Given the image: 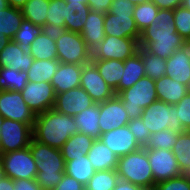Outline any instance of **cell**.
Wrapping results in <instances>:
<instances>
[{"mask_svg": "<svg viewBox=\"0 0 190 190\" xmlns=\"http://www.w3.org/2000/svg\"><path fill=\"white\" fill-rule=\"evenodd\" d=\"M185 42L176 32L174 10L159 9L150 26L141 32L139 47L162 59H167L176 49L185 46Z\"/></svg>", "mask_w": 190, "mask_h": 190, "instance_id": "cell-1", "label": "cell"}, {"mask_svg": "<svg viewBox=\"0 0 190 190\" xmlns=\"http://www.w3.org/2000/svg\"><path fill=\"white\" fill-rule=\"evenodd\" d=\"M75 133H78V128L73 116L53 108L36 115L33 138L40 143L60 149Z\"/></svg>", "mask_w": 190, "mask_h": 190, "instance_id": "cell-2", "label": "cell"}, {"mask_svg": "<svg viewBox=\"0 0 190 190\" xmlns=\"http://www.w3.org/2000/svg\"><path fill=\"white\" fill-rule=\"evenodd\" d=\"M29 148L38 171L35 180L42 190L55 189L65 173V160L60 149L40 143L34 138Z\"/></svg>", "mask_w": 190, "mask_h": 190, "instance_id": "cell-3", "label": "cell"}, {"mask_svg": "<svg viewBox=\"0 0 190 190\" xmlns=\"http://www.w3.org/2000/svg\"><path fill=\"white\" fill-rule=\"evenodd\" d=\"M116 170L120 180L153 190L154 178L145 148L119 157Z\"/></svg>", "mask_w": 190, "mask_h": 190, "instance_id": "cell-4", "label": "cell"}, {"mask_svg": "<svg viewBox=\"0 0 190 190\" xmlns=\"http://www.w3.org/2000/svg\"><path fill=\"white\" fill-rule=\"evenodd\" d=\"M117 95L128 113L129 120L141 117L143 109L158 100L155 81L147 76L142 77L130 88Z\"/></svg>", "mask_w": 190, "mask_h": 190, "instance_id": "cell-5", "label": "cell"}, {"mask_svg": "<svg viewBox=\"0 0 190 190\" xmlns=\"http://www.w3.org/2000/svg\"><path fill=\"white\" fill-rule=\"evenodd\" d=\"M176 110L175 104L170 105L156 100L150 106L143 109L141 118L151 135L166 129L177 133H184L186 130L176 117Z\"/></svg>", "mask_w": 190, "mask_h": 190, "instance_id": "cell-6", "label": "cell"}, {"mask_svg": "<svg viewBox=\"0 0 190 190\" xmlns=\"http://www.w3.org/2000/svg\"><path fill=\"white\" fill-rule=\"evenodd\" d=\"M57 59L61 63L86 65L92 61V52L80 33L65 31L56 41Z\"/></svg>", "mask_w": 190, "mask_h": 190, "instance_id": "cell-7", "label": "cell"}, {"mask_svg": "<svg viewBox=\"0 0 190 190\" xmlns=\"http://www.w3.org/2000/svg\"><path fill=\"white\" fill-rule=\"evenodd\" d=\"M0 159L6 177L12 180L36 178L38 171L29 146L21 150L0 154Z\"/></svg>", "mask_w": 190, "mask_h": 190, "instance_id": "cell-8", "label": "cell"}, {"mask_svg": "<svg viewBox=\"0 0 190 190\" xmlns=\"http://www.w3.org/2000/svg\"><path fill=\"white\" fill-rule=\"evenodd\" d=\"M0 135V154L13 152L29 146L33 139V127L4 118Z\"/></svg>", "mask_w": 190, "mask_h": 190, "instance_id": "cell-9", "label": "cell"}, {"mask_svg": "<svg viewBox=\"0 0 190 190\" xmlns=\"http://www.w3.org/2000/svg\"><path fill=\"white\" fill-rule=\"evenodd\" d=\"M139 42L133 38L106 35L92 51V60L115 59L125 61L138 52Z\"/></svg>", "mask_w": 190, "mask_h": 190, "instance_id": "cell-10", "label": "cell"}, {"mask_svg": "<svg viewBox=\"0 0 190 190\" xmlns=\"http://www.w3.org/2000/svg\"><path fill=\"white\" fill-rule=\"evenodd\" d=\"M0 115L32 127L36 120L35 113L25 103L21 92L13 90H0Z\"/></svg>", "mask_w": 190, "mask_h": 190, "instance_id": "cell-11", "label": "cell"}, {"mask_svg": "<svg viewBox=\"0 0 190 190\" xmlns=\"http://www.w3.org/2000/svg\"><path fill=\"white\" fill-rule=\"evenodd\" d=\"M21 95L30 109L38 115L54 107L56 94L50 82H27Z\"/></svg>", "mask_w": 190, "mask_h": 190, "instance_id": "cell-12", "label": "cell"}, {"mask_svg": "<svg viewBox=\"0 0 190 190\" xmlns=\"http://www.w3.org/2000/svg\"><path fill=\"white\" fill-rule=\"evenodd\" d=\"M146 151L152 169L154 185L183 174L173 151L165 149H146Z\"/></svg>", "mask_w": 190, "mask_h": 190, "instance_id": "cell-13", "label": "cell"}, {"mask_svg": "<svg viewBox=\"0 0 190 190\" xmlns=\"http://www.w3.org/2000/svg\"><path fill=\"white\" fill-rule=\"evenodd\" d=\"M80 87L91 96L95 103L104 102L115 95L114 90L106 83L92 63L83 65Z\"/></svg>", "mask_w": 190, "mask_h": 190, "instance_id": "cell-14", "label": "cell"}, {"mask_svg": "<svg viewBox=\"0 0 190 190\" xmlns=\"http://www.w3.org/2000/svg\"><path fill=\"white\" fill-rule=\"evenodd\" d=\"M99 107L100 116L98 123L101 134L125 126L130 121L128 113L118 95H114L112 98L99 103Z\"/></svg>", "mask_w": 190, "mask_h": 190, "instance_id": "cell-15", "label": "cell"}, {"mask_svg": "<svg viewBox=\"0 0 190 190\" xmlns=\"http://www.w3.org/2000/svg\"><path fill=\"white\" fill-rule=\"evenodd\" d=\"M94 103L91 96L83 88L77 87L56 94L53 109L65 115L76 116Z\"/></svg>", "mask_w": 190, "mask_h": 190, "instance_id": "cell-16", "label": "cell"}, {"mask_svg": "<svg viewBox=\"0 0 190 190\" xmlns=\"http://www.w3.org/2000/svg\"><path fill=\"white\" fill-rule=\"evenodd\" d=\"M100 140L118 157L135 152L142 148L129 130L128 126H122L101 134Z\"/></svg>", "mask_w": 190, "mask_h": 190, "instance_id": "cell-17", "label": "cell"}, {"mask_svg": "<svg viewBox=\"0 0 190 190\" xmlns=\"http://www.w3.org/2000/svg\"><path fill=\"white\" fill-rule=\"evenodd\" d=\"M105 35L119 38H133L139 42V32L133 15H114L110 12L104 14Z\"/></svg>", "mask_w": 190, "mask_h": 190, "instance_id": "cell-18", "label": "cell"}, {"mask_svg": "<svg viewBox=\"0 0 190 190\" xmlns=\"http://www.w3.org/2000/svg\"><path fill=\"white\" fill-rule=\"evenodd\" d=\"M34 58L29 50L22 48L14 40H10L0 52V68L10 67L18 71H28Z\"/></svg>", "mask_w": 190, "mask_h": 190, "instance_id": "cell-19", "label": "cell"}, {"mask_svg": "<svg viewBox=\"0 0 190 190\" xmlns=\"http://www.w3.org/2000/svg\"><path fill=\"white\" fill-rule=\"evenodd\" d=\"M165 75L188 87L190 83V57L186 46L176 49L166 59Z\"/></svg>", "mask_w": 190, "mask_h": 190, "instance_id": "cell-20", "label": "cell"}, {"mask_svg": "<svg viewBox=\"0 0 190 190\" xmlns=\"http://www.w3.org/2000/svg\"><path fill=\"white\" fill-rule=\"evenodd\" d=\"M83 65L61 63L51 80L55 94L80 87Z\"/></svg>", "mask_w": 190, "mask_h": 190, "instance_id": "cell-21", "label": "cell"}, {"mask_svg": "<svg viewBox=\"0 0 190 190\" xmlns=\"http://www.w3.org/2000/svg\"><path fill=\"white\" fill-rule=\"evenodd\" d=\"M95 171L117 169L118 156L100 139H96L87 153Z\"/></svg>", "mask_w": 190, "mask_h": 190, "instance_id": "cell-22", "label": "cell"}, {"mask_svg": "<svg viewBox=\"0 0 190 190\" xmlns=\"http://www.w3.org/2000/svg\"><path fill=\"white\" fill-rule=\"evenodd\" d=\"M158 100L167 104H177L189 92L186 85L181 84L166 75L155 81Z\"/></svg>", "mask_w": 190, "mask_h": 190, "instance_id": "cell-23", "label": "cell"}, {"mask_svg": "<svg viewBox=\"0 0 190 190\" xmlns=\"http://www.w3.org/2000/svg\"><path fill=\"white\" fill-rule=\"evenodd\" d=\"M103 25L104 14L90 10L80 34L91 52L103 41L106 36Z\"/></svg>", "mask_w": 190, "mask_h": 190, "instance_id": "cell-24", "label": "cell"}, {"mask_svg": "<svg viewBox=\"0 0 190 190\" xmlns=\"http://www.w3.org/2000/svg\"><path fill=\"white\" fill-rule=\"evenodd\" d=\"M100 107L99 103H94L87 109H84L76 116H73L78 128V133L89 135L90 137L100 139L101 131L99 127Z\"/></svg>", "mask_w": 190, "mask_h": 190, "instance_id": "cell-25", "label": "cell"}, {"mask_svg": "<svg viewBox=\"0 0 190 190\" xmlns=\"http://www.w3.org/2000/svg\"><path fill=\"white\" fill-rule=\"evenodd\" d=\"M91 63L97 68L99 74L106 83L114 90L115 95H117L118 85L124 72V61L107 59L92 60Z\"/></svg>", "mask_w": 190, "mask_h": 190, "instance_id": "cell-26", "label": "cell"}, {"mask_svg": "<svg viewBox=\"0 0 190 190\" xmlns=\"http://www.w3.org/2000/svg\"><path fill=\"white\" fill-rule=\"evenodd\" d=\"M94 138L82 133L72 135L60 148L65 163L77 157L85 156L92 147Z\"/></svg>", "mask_w": 190, "mask_h": 190, "instance_id": "cell-27", "label": "cell"}, {"mask_svg": "<svg viewBox=\"0 0 190 190\" xmlns=\"http://www.w3.org/2000/svg\"><path fill=\"white\" fill-rule=\"evenodd\" d=\"M91 8L87 3L65 2V28L81 33Z\"/></svg>", "mask_w": 190, "mask_h": 190, "instance_id": "cell-28", "label": "cell"}, {"mask_svg": "<svg viewBox=\"0 0 190 190\" xmlns=\"http://www.w3.org/2000/svg\"><path fill=\"white\" fill-rule=\"evenodd\" d=\"M146 76L144 63L139 52L124 61V72L118 85V93L130 88L139 79Z\"/></svg>", "mask_w": 190, "mask_h": 190, "instance_id": "cell-29", "label": "cell"}, {"mask_svg": "<svg viewBox=\"0 0 190 190\" xmlns=\"http://www.w3.org/2000/svg\"><path fill=\"white\" fill-rule=\"evenodd\" d=\"M65 173L86 186L89 180L94 176L95 170L86 154L85 156L67 161L65 163Z\"/></svg>", "mask_w": 190, "mask_h": 190, "instance_id": "cell-30", "label": "cell"}, {"mask_svg": "<svg viewBox=\"0 0 190 190\" xmlns=\"http://www.w3.org/2000/svg\"><path fill=\"white\" fill-rule=\"evenodd\" d=\"M58 59L37 60L34 59L27 71L29 82H51L52 77L59 67Z\"/></svg>", "mask_w": 190, "mask_h": 190, "instance_id": "cell-31", "label": "cell"}, {"mask_svg": "<svg viewBox=\"0 0 190 190\" xmlns=\"http://www.w3.org/2000/svg\"><path fill=\"white\" fill-rule=\"evenodd\" d=\"M23 20L24 17L19 8L9 5L7 8L0 10V33L13 40Z\"/></svg>", "mask_w": 190, "mask_h": 190, "instance_id": "cell-32", "label": "cell"}, {"mask_svg": "<svg viewBox=\"0 0 190 190\" xmlns=\"http://www.w3.org/2000/svg\"><path fill=\"white\" fill-rule=\"evenodd\" d=\"M28 50L31 56L37 60L57 59L55 40H52L43 32L36 37Z\"/></svg>", "mask_w": 190, "mask_h": 190, "instance_id": "cell-33", "label": "cell"}, {"mask_svg": "<svg viewBox=\"0 0 190 190\" xmlns=\"http://www.w3.org/2000/svg\"><path fill=\"white\" fill-rule=\"evenodd\" d=\"M28 82V73L10 67L0 68V90L21 92Z\"/></svg>", "mask_w": 190, "mask_h": 190, "instance_id": "cell-34", "label": "cell"}, {"mask_svg": "<svg viewBox=\"0 0 190 190\" xmlns=\"http://www.w3.org/2000/svg\"><path fill=\"white\" fill-rule=\"evenodd\" d=\"M50 0H28L21 8L25 20L34 25L45 26Z\"/></svg>", "mask_w": 190, "mask_h": 190, "instance_id": "cell-35", "label": "cell"}, {"mask_svg": "<svg viewBox=\"0 0 190 190\" xmlns=\"http://www.w3.org/2000/svg\"><path fill=\"white\" fill-rule=\"evenodd\" d=\"M144 63V70L147 77L156 81L166 73V59L147 52L143 47L138 48Z\"/></svg>", "mask_w": 190, "mask_h": 190, "instance_id": "cell-36", "label": "cell"}, {"mask_svg": "<svg viewBox=\"0 0 190 190\" xmlns=\"http://www.w3.org/2000/svg\"><path fill=\"white\" fill-rule=\"evenodd\" d=\"M183 174H190V132L179 133L177 142L172 148Z\"/></svg>", "mask_w": 190, "mask_h": 190, "instance_id": "cell-37", "label": "cell"}, {"mask_svg": "<svg viewBox=\"0 0 190 190\" xmlns=\"http://www.w3.org/2000/svg\"><path fill=\"white\" fill-rule=\"evenodd\" d=\"M116 169L95 171L94 176L85 186L86 190H113L119 181Z\"/></svg>", "mask_w": 190, "mask_h": 190, "instance_id": "cell-38", "label": "cell"}, {"mask_svg": "<svg viewBox=\"0 0 190 190\" xmlns=\"http://www.w3.org/2000/svg\"><path fill=\"white\" fill-rule=\"evenodd\" d=\"M158 11L159 8L153 2L142 3L135 6L133 18L140 33L150 26Z\"/></svg>", "mask_w": 190, "mask_h": 190, "instance_id": "cell-39", "label": "cell"}, {"mask_svg": "<svg viewBox=\"0 0 190 190\" xmlns=\"http://www.w3.org/2000/svg\"><path fill=\"white\" fill-rule=\"evenodd\" d=\"M41 33L42 26L34 25L30 21L24 19L13 40L17 42L22 48L28 50L36 37Z\"/></svg>", "mask_w": 190, "mask_h": 190, "instance_id": "cell-40", "label": "cell"}, {"mask_svg": "<svg viewBox=\"0 0 190 190\" xmlns=\"http://www.w3.org/2000/svg\"><path fill=\"white\" fill-rule=\"evenodd\" d=\"M179 133L174 132L170 129L161 130L160 132L154 133L149 137L145 149H165L171 150L177 142Z\"/></svg>", "mask_w": 190, "mask_h": 190, "instance_id": "cell-41", "label": "cell"}, {"mask_svg": "<svg viewBox=\"0 0 190 190\" xmlns=\"http://www.w3.org/2000/svg\"><path fill=\"white\" fill-rule=\"evenodd\" d=\"M176 32L185 40H190V10L182 6L174 9Z\"/></svg>", "mask_w": 190, "mask_h": 190, "instance_id": "cell-42", "label": "cell"}, {"mask_svg": "<svg viewBox=\"0 0 190 190\" xmlns=\"http://www.w3.org/2000/svg\"><path fill=\"white\" fill-rule=\"evenodd\" d=\"M46 24L65 27V0H50Z\"/></svg>", "mask_w": 190, "mask_h": 190, "instance_id": "cell-43", "label": "cell"}, {"mask_svg": "<svg viewBox=\"0 0 190 190\" xmlns=\"http://www.w3.org/2000/svg\"><path fill=\"white\" fill-rule=\"evenodd\" d=\"M153 190H190V175L181 174L177 177L160 181L154 185Z\"/></svg>", "mask_w": 190, "mask_h": 190, "instance_id": "cell-44", "label": "cell"}, {"mask_svg": "<svg viewBox=\"0 0 190 190\" xmlns=\"http://www.w3.org/2000/svg\"><path fill=\"white\" fill-rule=\"evenodd\" d=\"M129 130L135 137L137 143L144 148L149 141V137L151 136L149 130L144 125V122L141 117L130 120L127 124Z\"/></svg>", "mask_w": 190, "mask_h": 190, "instance_id": "cell-45", "label": "cell"}, {"mask_svg": "<svg viewBox=\"0 0 190 190\" xmlns=\"http://www.w3.org/2000/svg\"><path fill=\"white\" fill-rule=\"evenodd\" d=\"M176 105V117L182 123L184 129H190V92H188Z\"/></svg>", "mask_w": 190, "mask_h": 190, "instance_id": "cell-46", "label": "cell"}, {"mask_svg": "<svg viewBox=\"0 0 190 190\" xmlns=\"http://www.w3.org/2000/svg\"><path fill=\"white\" fill-rule=\"evenodd\" d=\"M135 6L129 0H113L109 12L114 15H133Z\"/></svg>", "mask_w": 190, "mask_h": 190, "instance_id": "cell-47", "label": "cell"}, {"mask_svg": "<svg viewBox=\"0 0 190 190\" xmlns=\"http://www.w3.org/2000/svg\"><path fill=\"white\" fill-rule=\"evenodd\" d=\"M53 190H85V186L76 179L64 173L61 181Z\"/></svg>", "mask_w": 190, "mask_h": 190, "instance_id": "cell-48", "label": "cell"}, {"mask_svg": "<svg viewBox=\"0 0 190 190\" xmlns=\"http://www.w3.org/2000/svg\"><path fill=\"white\" fill-rule=\"evenodd\" d=\"M14 190H42L35 179H17L13 180Z\"/></svg>", "mask_w": 190, "mask_h": 190, "instance_id": "cell-49", "label": "cell"}, {"mask_svg": "<svg viewBox=\"0 0 190 190\" xmlns=\"http://www.w3.org/2000/svg\"><path fill=\"white\" fill-rule=\"evenodd\" d=\"M66 31L64 26H57L55 24H46L42 26V32L51 38L52 40H57Z\"/></svg>", "mask_w": 190, "mask_h": 190, "instance_id": "cell-50", "label": "cell"}, {"mask_svg": "<svg viewBox=\"0 0 190 190\" xmlns=\"http://www.w3.org/2000/svg\"><path fill=\"white\" fill-rule=\"evenodd\" d=\"M113 0H87L92 11L105 14L109 12Z\"/></svg>", "mask_w": 190, "mask_h": 190, "instance_id": "cell-51", "label": "cell"}, {"mask_svg": "<svg viewBox=\"0 0 190 190\" xmlns=\"http://www.w3.org/2000/svg\"><path fill=\"white\" fill-rule=\"evenodd\" d=\"M153 3L159 9H170L174 10L175 8L181 6L182 0H153Z\"/></svg>", "mask_w": 190, "mask_h": 190, "instance_id": "cell-52", "label": "cell"}, {"mask_svg": "<svg viewBox=\"0 0 190 190\" xmlns=\"http://www.w3.org/2000/svg\"><path fill=\"white\" fill-rule=\"evenodd\" d=\"M113 190H145V189L140 186L134 185L130 182L119 179Z\"/></svg>", "mask_w": 190, "mask_h": 190, "instance_id": "cell-53", "label": "cell"}, {"mask_svg": "<svg viewBox=\"0 0 190 190\" xmlns=\"http://www.w3.org/2000/svg\"><path fill=\"white\" fill-rule=\"evenodd\" d=\"M14 182L11 178L4 176L0 179V190H14Z\"/></svg>", "mask_w": 190, "mask_h": 190, "instance_id": "cell-54", "label": "cell"}, {"mask_svg": "<svg viewBox=\"0 0 190 190\" xmlns=\"http://www.w3.org/2000/svg\"><path fill=\"white\" fill-rule=\"evenodd\" d=\"M7 2L11 7L21 9L28 2V0H7Z\"/></svg>", "mask_w": 190, "mask_h": 190, "instance_id": "cell-55", "label": "cell"}, {"mask_svg": "<svg viewBox=\"0 0 190 190\" xmlns=\"http://www.w3.org/2000/svg\"><path fill=\"white\" fill-rule=\"evenodd\" d=\"M9 41H10L9 38H7L6 36H4V34L0 33V52L3 50L4 46Z\"/></svg>", "mask_w": 190, "mask_h": 190, "instance_id": "cell-56", "label": "cell"}, {"mask_svg": "<svg viewBox=\"0 0 190 190\" xmlns=\"http://www.w3.org/2000/svg\"><path fill=\"white\" fill-rule=\"evenodd\" d=\"M131 3L138 5L142 3H148V2H153V0H129Z\"/></svg>", "mask_w": 190, "mask_h": 190, "instance_id": "cell-57", "label": "cell"}, {"mask_svg": "<svg viewBox=\"0 0 190 190\" xmlns=\"http://www.w3.org/2000/svg\"><path fill=\"white\" fill-rule=\"evenodd\" d=\"M9 5H8V2L7 0H0V10H3L5 8H7Z\"/></svg>", "mask_w": 190, "mask_h": 190, "instance_id": "cell-58", "label": "cell"}, {"mask_svg": "<svg viewBox=\"0 0 190 190\" xmlns=\"http://www.w3.org/2000/svg\"><path fill=\"white\" fill-rule=\"evenodd\" d=\"M181 6L190 10V0H182Z\"/></svg>", "mask_w": 190, "mask_h": 190, "instance_id": "cell-59", "label": "cell"}, {"mask_svg": "<svg viewBox=\"0 0 190 190\" xmlns=\"http://www.w3.org/2000/svg\"><path fill=\"white\" fill-rule=\"evenodd\" d=\"M4 176H5V174H4V168H3L2 161L0 159V179H2Z\"/></svg>", "mask_w": 190, "mask_h": 190, "instance_id": "cell-60", "label": "cell"}, {"mask_svg": "<svg viewBox=\"0 0 190 190\" xmlns=\"http://www.w3.org/2000/svg\"><path fill=\"white\" fill-rule=\"evenodd\" d=\"M185 46H186V48L188 50L189 57H190V40H188V41L185 42Z\"/></svg>", "mask_w": 190, "mask_h": 190, "instance_id": "cell-61", "label": "cell"}, {"mask_svg": "<svg viewBox=\"0 0 190 190\" xmlns=\"http://www.w3.org/2000/svg\"><path fill=\"white\" fill-rule=\"evenodd\" d=\"M65 2H82V3H87V0H65Z\"/></svg>", "mask_w": 190, "mask_h": 190, "instance_id": "cell-62", "label": "cell"}, {"mask_svg": "<svg viewBox=\"0 0 190 190\" xmlns=\"http://www.w3.org/2000/svg\"><path fill=\"white\" fill-rule=\"evenodd\" d=\"M4 118L0 115V134H1V126L3 124ZM0 139H1V135H0Z\"/></svg>", "mask_w": 190, "mask_h": 190, "instance_id": "cell-63", "label": "cell"}]
</instances>
